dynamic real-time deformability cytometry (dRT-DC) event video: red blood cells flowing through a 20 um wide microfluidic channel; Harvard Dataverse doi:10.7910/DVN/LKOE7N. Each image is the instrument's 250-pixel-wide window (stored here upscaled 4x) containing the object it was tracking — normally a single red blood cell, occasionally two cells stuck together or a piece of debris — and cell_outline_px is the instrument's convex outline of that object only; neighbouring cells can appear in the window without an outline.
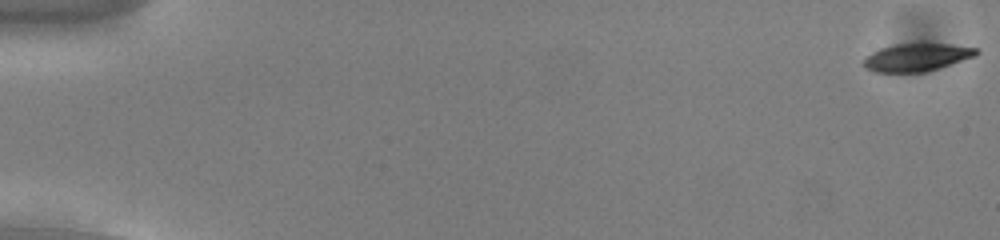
{"species": "common noctule bat (a hibernating species)", "species_latin": "Nyctalus noctula", "temperature_condition": "cold", "stored_images_in_passage": 24, "segment_of_instrument_passage": [1, 2], "camera_frame_rate_fps": 3000, "um_per_image_px": 0.085, "animal": {"sex": "male", "body_mass_g": 13.0, "forearm_length_mm": 53.1}, "frame": {"image": 1, "passage_image": 1, "time_ms": 0.0, "image_size_px": [1000, 240], "cell_outline_px": [[980, 52], [976, 56], [924, 72], [872, 72], [864, 68], [864, 56], [880, 48], [896, 44], [952, 44], [980, 48]], "centroid_in_image_um": [77.92, 4.87], "position_along_channel_um": 7.1, "area_um2": 18.26}}
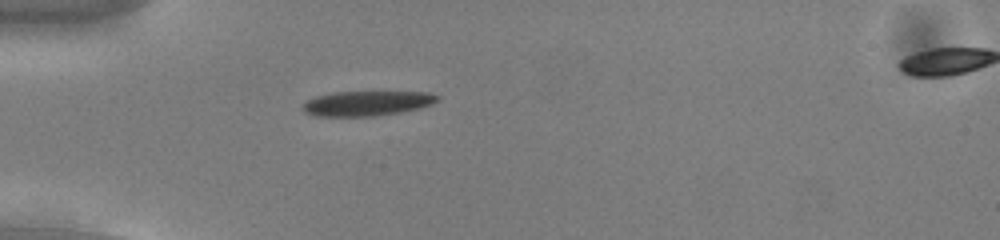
{"frame": {"image": 2, "passage_image": 17, "time_ms": 5.333, "image_size_px": [1000, 240], "cell_outline_px": [[440, 100], [432, 104], [420, 108], [400, 112], [376, 116], [312, 116], [304, 112], [300, 108], [300, 104], [316, 96], [332, 92], [428, 92], [440, 96]], "centroid_in_image_um": [31.16, 8.78], "position_along_channel_um": 53.8, "area_um2": 19.77}}
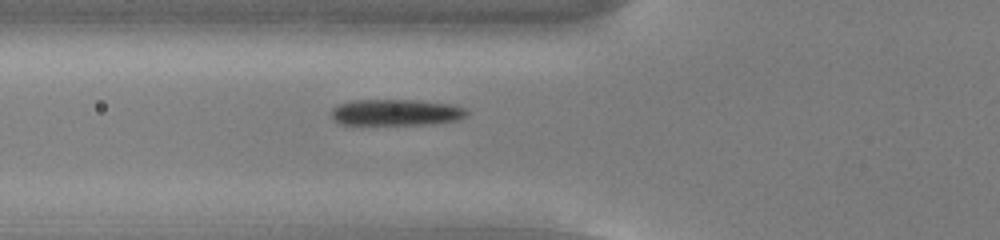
{"frame": {"image": 3, "passage_image": 21, "time_ms": 6.667, "image_size_px": [1000, 240], "cell_outline_px": [[468, 116], [456, 120], [428, 124], [340, 124], [332, 116], [332, 108], [340, 104], [352, 100], [420, 100], [448, 104], [464, 108], [468, 112]], "centroid_in_image_um": [33.67, 9.55], "position_along_channel_um": 92.1, "area_um2": 20.52}}